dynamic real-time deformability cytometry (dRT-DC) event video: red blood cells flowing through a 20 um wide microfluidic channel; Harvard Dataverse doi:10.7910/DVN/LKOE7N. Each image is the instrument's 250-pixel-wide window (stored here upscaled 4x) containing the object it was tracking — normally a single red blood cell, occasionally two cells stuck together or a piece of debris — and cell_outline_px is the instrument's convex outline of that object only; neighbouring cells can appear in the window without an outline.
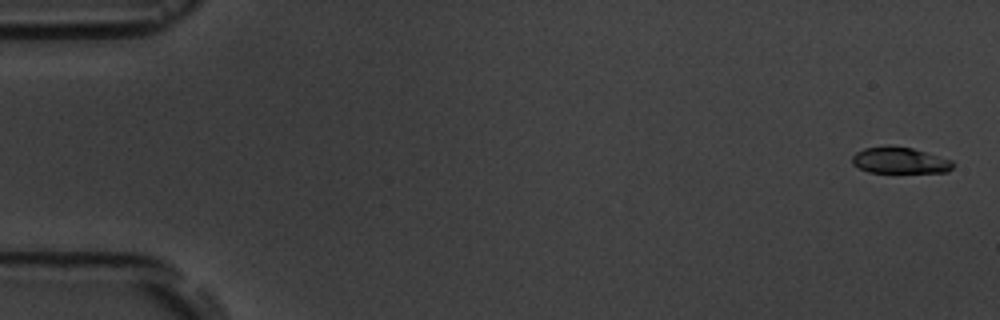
{"species": "common noctule bat (a hibernating species)", "species_latin": "Nyctalus noctula", "temperature_condition": "room temperature", "stored_images_in_passage": 4, "camera_frame_rate_fps": 3000, "um_per_image_px": 0.085, "animal": {"sex": "male", "body_mass_g": 19.5, "forearm_length_mm": 54.6}, "frame": {"image": 1, "passage_image": 1, "time_ms": 0.0, "image_size_px": [1000, 320], "cell_outline_px": [[956, 164], [948, 172], [868, 172], [852, 164], [852, 156], [856, 152], [864, 148], [888, 144], [912, 148], [952, 160]], "centroid_in_image_um": [76.47, 13.62], "position_along_channel_um": 8.5, "area_um2": 15.61}}